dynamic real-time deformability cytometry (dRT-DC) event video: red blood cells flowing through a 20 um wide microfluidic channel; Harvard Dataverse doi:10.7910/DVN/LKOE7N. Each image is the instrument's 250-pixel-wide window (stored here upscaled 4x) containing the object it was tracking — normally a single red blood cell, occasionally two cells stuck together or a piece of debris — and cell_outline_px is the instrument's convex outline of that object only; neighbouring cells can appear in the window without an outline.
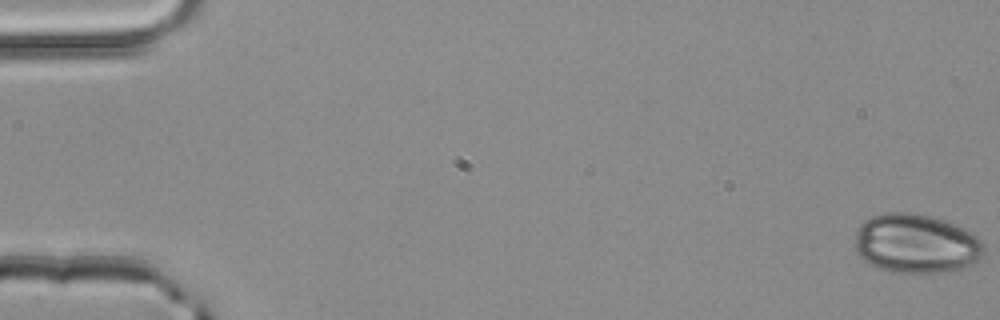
{"species": "common noctule bat (a hibernating species)", "species_latin": "Nyctalus noctula", "temperature_condition": "room temperature", "stored_images_in_passage": 4, "camera_frame_rate_fps": 3000, "um_per_image_px": 0.085, "animal": {"sex": "male", "body_mass_g": 20.4}, "frame": {"image": 1, "passage_image": 1, "time_ms": 0.0, "image_size_px": [1000, 320], "cell_outline_px": [[984, 252], [980, 260], [972, 264], [960, 268], [940, 272], [892, 272], [876, 268], [868, 264], [856, 252], [856, 232], [860, 224], [864, 220], [872, 216], [884, 212], [908, 212], [928, 216], [944, 220], [956, 224], [972, 232], [984, 244]], "centroid_in_image_um": [77.86, 20.7], "position_along_channel_um": 7.1, "area_um2": 44.62}}